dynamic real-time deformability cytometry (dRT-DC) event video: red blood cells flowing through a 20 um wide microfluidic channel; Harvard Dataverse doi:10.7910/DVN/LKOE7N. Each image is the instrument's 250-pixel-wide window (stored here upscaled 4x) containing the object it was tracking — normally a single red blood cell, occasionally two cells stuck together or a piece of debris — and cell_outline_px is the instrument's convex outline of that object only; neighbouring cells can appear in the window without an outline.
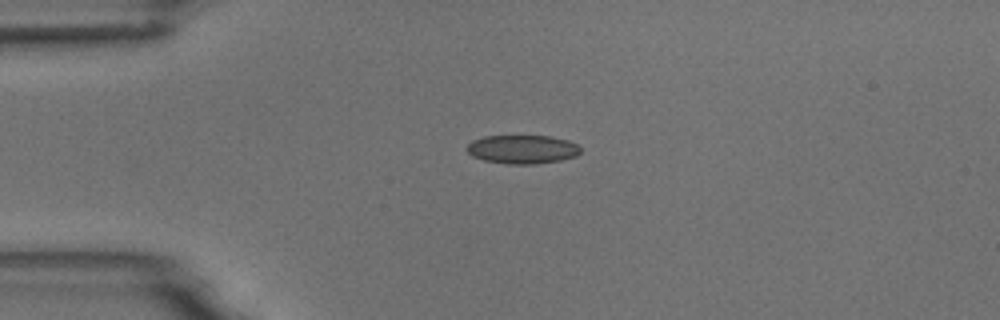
{"species": "common noctule bat (a hibernating species)", "species_latin": "Nyctalus noctula", "temperature_condition": "room temperature", "stored_images_in_passage": 1, "camera_frame_rate_fps": 3000, "um_per_image_px": 0.085, "animal": {"sex": "male", "body_mass_g": 18.8}, "frame": {"image": 1, "passage_image": 1, "time_ms": 0.0, "image_size_px": [1000, 320], "cell_outline_px": [[580, 152], [576, 156], [560, 160], [536, 164], [508, 164], [484, 160], [472, 156], [464, 148], [472, 140], [484, 136], [552, 136], [568, 140], [576, 144], [580, 148]], "centroid_in_image_um": [44.38, 12.69], "position_along_channel_um": 40.6, "area_um2": 19.07}}